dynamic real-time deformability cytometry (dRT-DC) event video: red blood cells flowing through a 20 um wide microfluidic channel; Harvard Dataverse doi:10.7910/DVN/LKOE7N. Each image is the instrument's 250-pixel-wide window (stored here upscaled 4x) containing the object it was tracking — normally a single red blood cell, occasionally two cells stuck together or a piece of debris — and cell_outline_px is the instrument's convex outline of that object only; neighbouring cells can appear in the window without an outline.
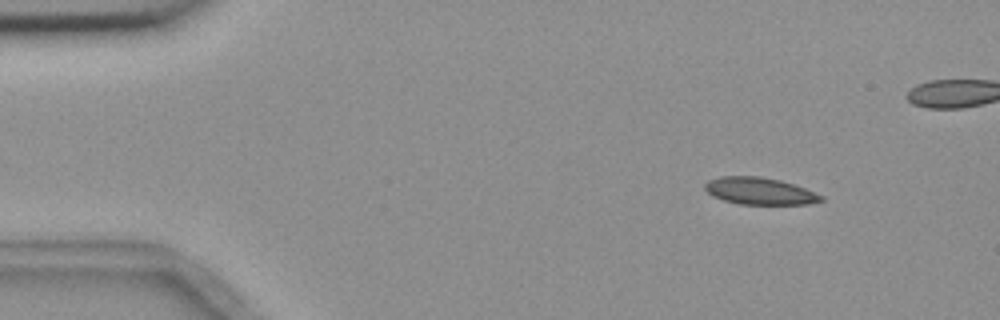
{"species": "common noctule bat (a hibernating species)", "species_latin": "Nyctalus noctula", "temperature_condition": "room temperature", "stored_images_in_passage": 4, "camera_frame_rate_fps": 3000, "um_per_image_px": 0.085, "animal": {"sex": "female", "body_mass_g": 18.4}, "frame": {"image": 1, "passage_image": 1, "time_ms": 0.0, "image_size_px": [1000, 320], "cell_outline_px": [[824, 200], [808, 204], [740, 204], [724, 200], [712, 196], [704, 188], [704, 184], [708, 180], [720, 176], [760, 176], [780, 180], [804, 188], [824, 196]], "centroid_in_image_um": [64.55, 16.23], "position_along_channel_um": 20.5, "area_um2": 18.26}}